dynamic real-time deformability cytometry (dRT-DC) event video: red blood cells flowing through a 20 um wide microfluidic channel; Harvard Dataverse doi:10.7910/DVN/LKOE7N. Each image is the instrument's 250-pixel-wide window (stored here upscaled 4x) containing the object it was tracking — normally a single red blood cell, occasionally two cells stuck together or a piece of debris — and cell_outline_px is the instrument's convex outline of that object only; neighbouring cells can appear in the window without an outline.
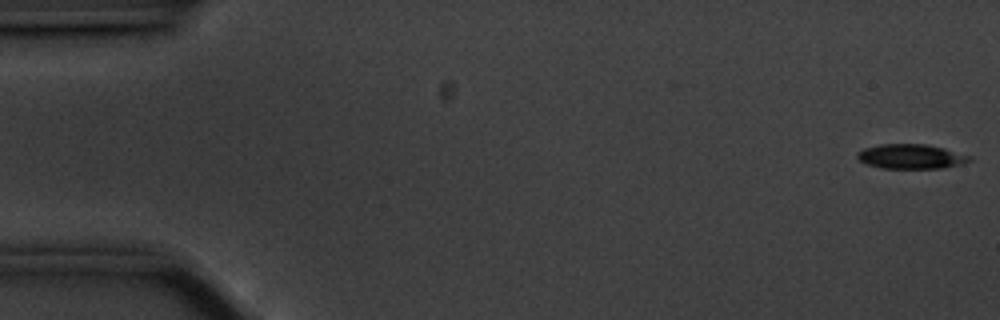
{"species": "common noctule bat (a hibernating species)", "species_latin": "Nyctalus noctula", "temperature_condition": "cold", "stored_images_in_passage": 56, "camera_frame_rate_fps": 3000, "um_per_image_px": 0.085, "animal": {"sex": "male", "body_mass_g": 20.1, "forearm_length_mm": 53.5}, "frame": {"image": 1, "passage_image": 1, "time_ms": 0.0, "image_size_px": [1000, 320], "cell_outline_px": [[972, 160], [960, 164], [944, 168], [880, 168], [868, 164], [860, 160], [856, 156], [856, 152], [864, 148], [880, 144], [924, 144], [944, 148], [968, 156]], "centroid_in_image_um": [77.38, 13.3], "position_along_channel_um": 7.6, "area_um2": 15.9}}
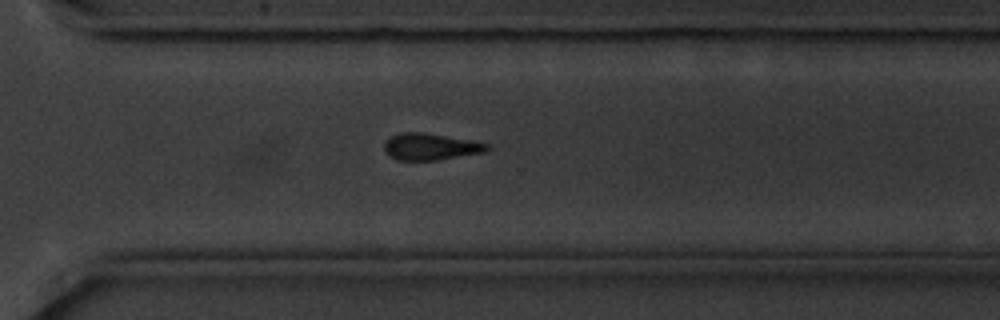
{"frame": {"image": 2, "passage_image": 40, "time_ms": 13.0, "image_size_px": [1000, 320], "cell_outline_px": [[488, 148], [484, 152], [436, 160], [396, 160], [384, 148], [384, 144], [392, 136], [400, 132], [420, 132], [472, 140], [488, 144]], "centroid_in_image_um": [36.59, 12.46], "position_along_channel_um": 334.0, "area_um2": 15.61}}
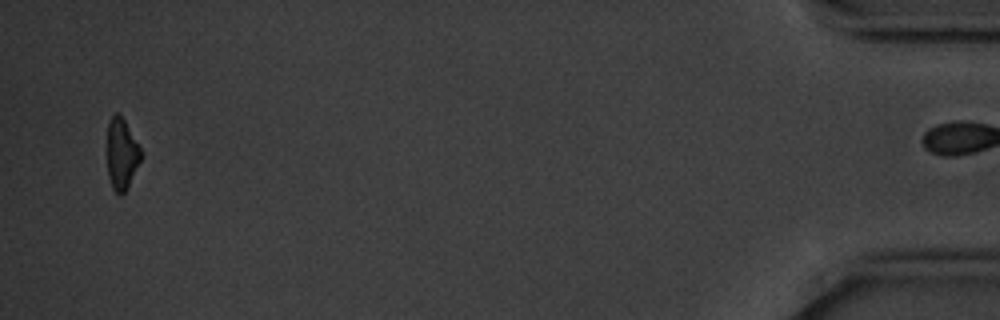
{"frame": {"image": 3, "passage_image": 55, "time_ms": 18.0, "image_size_px": [1000, 320], "cell_outline_px": [[140, 160], [128, 188], [120, 196], [112, 188], [108, 176], [108, 124], [112, 116], [116, 112], [120, 112], [140, 148]], "centroid_in_image_um": [10.33, 13.09], "position_along_channel_um": 424.9, "area_um2": 13.76}, "authors_computed_cell_mechanics": {"area_um2": 16.3285, "velocity_mm_per_s": 3.5237, "shape_relaxation_time_tau1_ms": 2.9055, "shape_relaxation_time_tau2_ms": null, "deformation_change_tau1": 0.1424, "deformation_change_tau2": null}}